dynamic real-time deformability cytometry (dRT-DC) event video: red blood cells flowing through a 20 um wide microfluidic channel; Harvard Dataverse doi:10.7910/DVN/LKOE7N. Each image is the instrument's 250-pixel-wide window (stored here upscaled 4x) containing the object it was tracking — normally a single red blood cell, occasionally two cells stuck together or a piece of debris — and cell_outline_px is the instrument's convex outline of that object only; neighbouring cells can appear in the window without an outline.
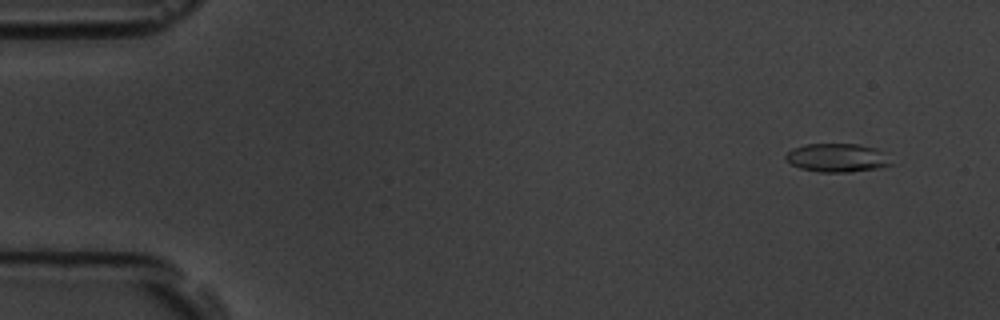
{"species": "common noctule bat (a hibernating species)", "species_latin": "Nyctalus noctula", "temperature_condition": "room temperature", "stored_images_in_passage": 4, "camera_frame_rate_fps": 3000, "um_per_image_px": 0.085, "animal": {"sex": "male", "body_mass_g": 19.5, "forearm_length_mm": 54.6}, "frame": {"image": 1, "passage_image": 1, "time_ms": 0.0, "image_size_px": [1000, 320], "cell_outline_px": [[892, 164], [880, 168], [848, 172], [820, 172], [800, 168], [792, 164], [784, 156], [792, 148], [804, 144], [860, 144], [876, 148]], "centroid_in_image_um": [71.11, 13.41], "position_along_channel_um": 13.9, "area_um2": 17.28}}